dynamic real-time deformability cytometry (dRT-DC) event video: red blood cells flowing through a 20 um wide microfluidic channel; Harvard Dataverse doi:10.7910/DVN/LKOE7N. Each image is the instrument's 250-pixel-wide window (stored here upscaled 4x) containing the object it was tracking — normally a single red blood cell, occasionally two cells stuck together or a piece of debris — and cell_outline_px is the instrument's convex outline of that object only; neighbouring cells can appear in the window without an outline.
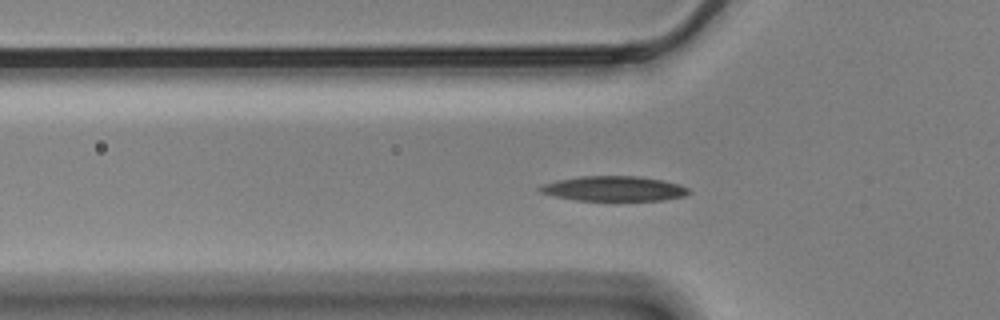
{"species": "Egyptian fruit bat (a non-hibernating species)", "species_latin": "Rousettus aegyptiacus", "temperature_condition": "cold", "stored_images_in_passage": 40, "camera_frame_rate_fps": 3000, "um_per_image_px": 0.085, "animal": {"sex": "male"}, "frame": {"image": 1, "passage_image": 8, "time_ms": 2.333, "image_size_px": [1000, 320], "cell_outline_px": [[692, 192], [684, 196], [664, 200], [576, 200], [556, 196], [540, 192], [536, 188], [544, 184], [560, 180], [580, 176], [636, 176], [660, 180], [680, 184], [688, 188]], "centroid_in_image_um": [52.21, 16.03], "position_along_channel_um": 73.6, "area_um2": 21.39}}
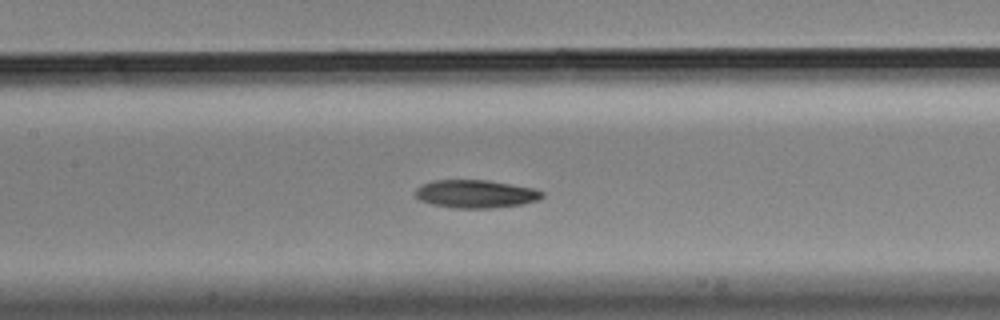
{"frame": {"image": 2, "passage_image": 16, "time_ms": 5.0, "image_size_px": [1000, 320], "cell_outline_px": [[544, 196], [536, 200], [520, 204], [492, 208], [452, 208], [432, 204], [420, 200], [416, 196], [416, 188], [424, 184], [436, 180], [488, 180], [532, 188], [544, 192]], "centroid_in_image_um": [40.42, 16.48], "position_along_channel_um": 167.0, "area_um2": 20.46}}
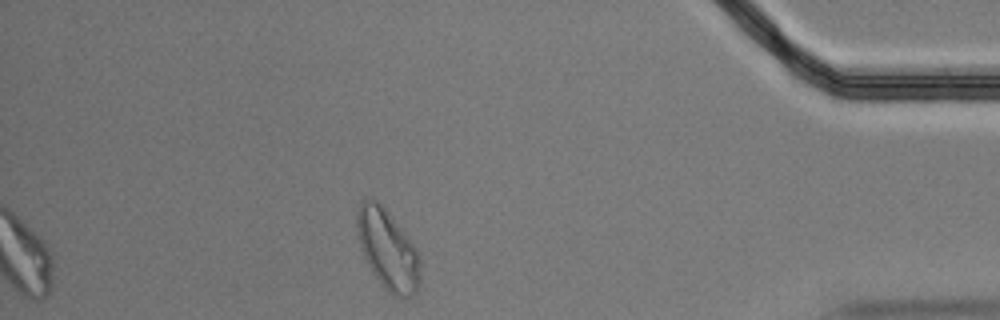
{"frame": {"image": 3, "passage_image": 40, "time_ms": 13.0, "image_size_px": [1000, 320], "cell_outline_px": [[420, 284], [416, 292], [412, 296], [404, 300], [400, 300], [392, 296], [384, 288], [372, 272], [364, 256], [356, 232], [356, 212], [360, 204], [364, 200], [372, 196], [384, 208], [404, 232], [416, 248], [420, 256]], "centroid_in_image_um": [32.97, 21.27], "position_along_channel_um": 402.2, "area_um2": 29.77}, "authors_computed_cell_mechanics": {"area_um2": 21.0681, "velocity_mm_per_s": 3.4681, "shape_relaxation_time_tau1_ms": 4.398, "shape_relaxation_time_tau2_ms": null, "deformation_change_tau1": 0.1453, "deformation_change_tau2": null}}